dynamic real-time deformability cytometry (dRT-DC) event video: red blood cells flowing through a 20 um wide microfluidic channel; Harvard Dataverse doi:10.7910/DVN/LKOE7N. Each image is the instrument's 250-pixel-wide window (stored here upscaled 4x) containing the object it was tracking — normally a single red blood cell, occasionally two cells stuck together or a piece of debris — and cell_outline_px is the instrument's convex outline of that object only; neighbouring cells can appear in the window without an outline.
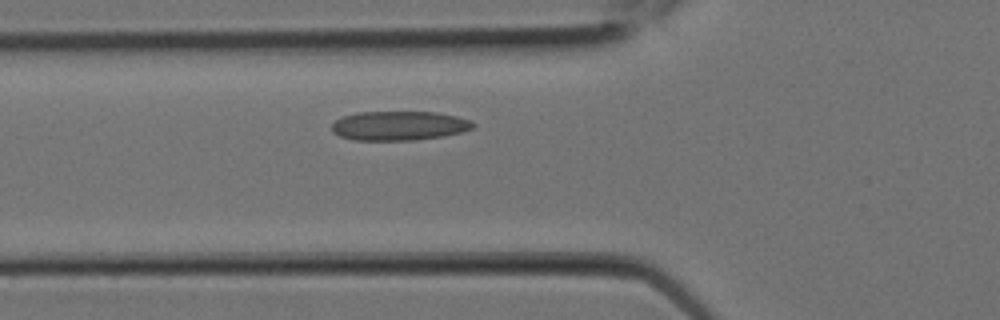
{"species": "Egyptian fruit bat (a non-hibernating species)", "species_latin": "Rousettus aegyptiacus", "temperature_condition": "room temperature", "stored_images_in_passage": 5, "camera_frame_rate_fps": 3000, "um_per_image_px": 0.085, "animal": {"sex": "female"}, "frame": {"image": 1, "passage_image": 5, "time_ms": 1.333, "image_size_px": [1000, 320], "cell_outline_px": [[476, 124], [472, 128], [460, 132], [444, 136], [412, 140], [356, 140], [340, 136], [332, 132], [332, 124], [336, 120], [344, 116], [356, 112], [436, 112], [456, 116], [472, 120]], "centroid_in_image_um": [33.93, 10.68], "position_along_channel_um": 91.9, "area_um2": 24.04}}